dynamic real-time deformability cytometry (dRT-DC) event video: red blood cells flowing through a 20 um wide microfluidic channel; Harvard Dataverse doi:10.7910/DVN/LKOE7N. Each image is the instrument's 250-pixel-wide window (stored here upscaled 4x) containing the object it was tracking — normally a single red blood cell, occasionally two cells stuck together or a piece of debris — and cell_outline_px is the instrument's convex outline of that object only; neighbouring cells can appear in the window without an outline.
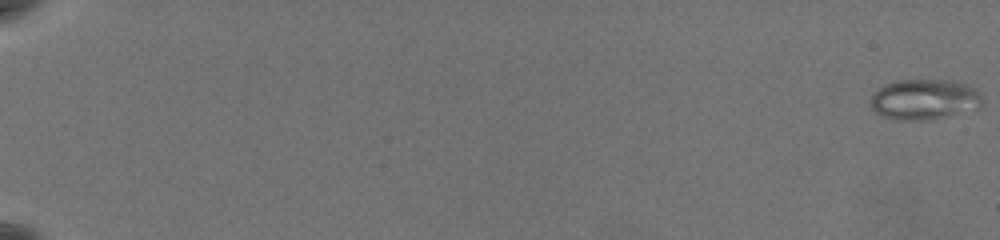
{"species": "common noctule bat (a hibernating species)", "species_latin": "Nyctalus noctula", "temperature_condition": "warm", "stored_images_in_passage": 62, "camera_frame_rate_fps": 3000, "um_per_image_px": 0.085, "animal": {"sex": "female", "body_mass_g": 19.5, "forearm_length_mm": 54.1}, "frame": {"image": 1, "passage_image": 1, "time_ms": 0.0, "image_size_px": [1000, 240], "cell_outline_px": [[984, 100], [980, 108], [944, 116], [920, 120], [896, 120], [884, 116], [876, 112], [872, 108], [872, 96], [884, 84], [900, 80], [948, 80], [968, 84], [976, 88], [980, 92]], "centroid_in_image_um": [78.63, 8.43], "position_along_channel_um": 6.4, "area_um2": 26.18}}
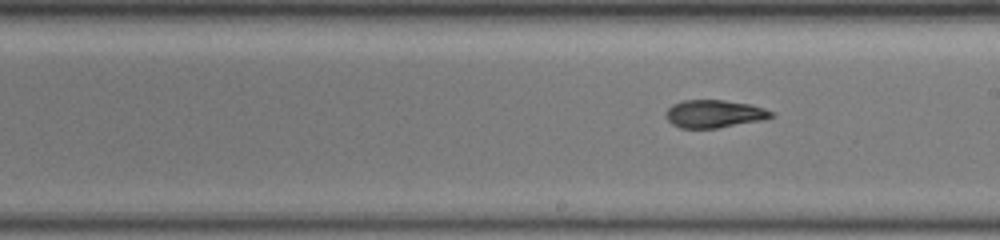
{"frame": {"image": 2, "passage_image": 39, "time_ms": 12.667, "image_size_px": [1000, 240], "cell_outline_px": [[776, 116], [764, 120], [716, 128], [680, 128], [672, 124], [664, 116], [664, 112], [672, 104], [684, 100], [724, 100], [752, 104], [764, 108], [772, 112]], "centroid_in_image_um": [60.71, 9.67], "position_along_channel_um": 228.3, "area_um2": 17.28}}
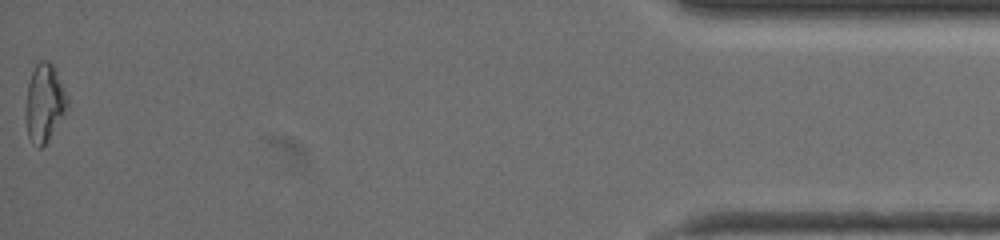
{"frame": {"image": 3, "passage_image": 62, "time_ms": 20.333, "image_size_px": [1000, 240], "cell_outline_px": [[68, 108], [44, 144], [40, 148], [36, 148], [32, 144], [28, 136], [24, 116], [24, 112], [28, 84], [32, 72], [36, 64], [40, 60], [48, 60], [56, 68], [68, 96]], "centroid_in_image_um": [3.76, 8.73], "position_along_channel_um": 431.4, "area_um2": 19.13}, "authors_computed_cell_mechanics": {"area_um2": 17.8313, "velocity_mm_per_s": 3.6566, "shape_relaxation_time_tau1_ms": 7.8352, "shape_relaxation_time_tau2_ms": 1.9592, "deformation_change_tau1": 0.2296, "deformation_change_tau2": 0.0707}}